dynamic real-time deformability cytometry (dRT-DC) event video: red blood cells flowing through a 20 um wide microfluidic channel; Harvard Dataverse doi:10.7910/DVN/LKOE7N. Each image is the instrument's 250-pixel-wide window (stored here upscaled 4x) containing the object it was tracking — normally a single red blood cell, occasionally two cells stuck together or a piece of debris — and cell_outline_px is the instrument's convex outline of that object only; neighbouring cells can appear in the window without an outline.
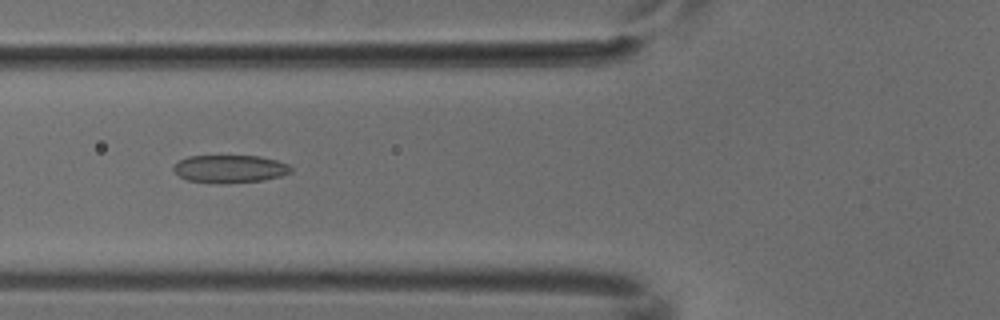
{"species": "common noctule bat (a hibernating species)", "species_latin": "Nyctalus noctula", "temperature_condition": "cold", "stored_images_in_passage": 6, "camera_frame_rate_fps": 3000, "um_per_image_px": 0.085, "animal": {"sex": "male", "body_mass_g": 18.8}, "frame": {"image": 1, "passage_image": 4, "time_ms": 1.0, "image_size_px": [1000, 320], "cell_outline_px": [[292, 172], [280, 176], [260, 180], [188, 180], [180, 176], [172, 168], [180, 160], [188, 156], [260, 156], [276, 160], [288, 164], [292, 168]], "centroid_in_image_um": [19.58, 14.29], "position_along_channel_um": 106.2, "area_um2": 17.8}}
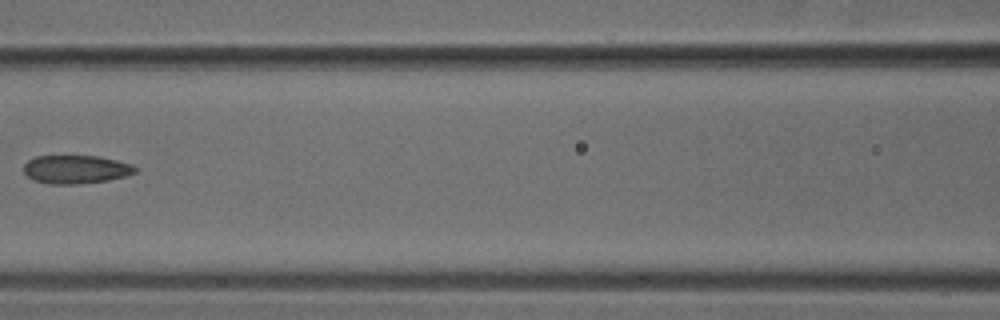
{"frame": {"image": 2, "passage_image": 5, "time_ms": 1.333, "image_size_px": [1000, 320], "cell_outline_px": [[136, 172], [124, 176], [108, 180], [76, 184], [48, 184], [32, 180], [24, 172], [24, 164], [28, 160], [36, 156], [100, 156], [132, 164], [136, 168]], "centroid_in_image_um": [6.42, 14.39], "position_along_channel_um": 160.2, "area_um2": 18.44}}
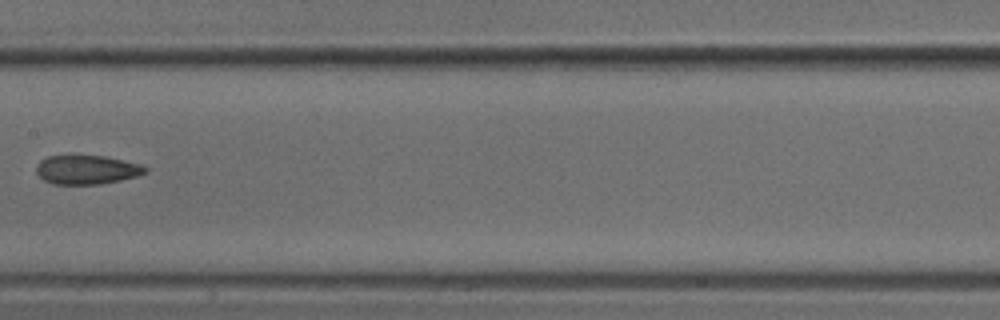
{"frame": {"image": 3, "passage_image": 6, "time_ms": 1.667, "image_size_px": [1000, 320], "cell_outline_px": [[148, 172], [136, 176], [120, 180], [100, 184], [52, 184], [44, 180], [36, 172], [36, 168], [40, 160], [48, 156], [72, 152], [104, 156], [140, 164], [148, 168]], "centroid_in_image_um": [7.33, 14.38], "position_along_channel_um": 200.1, "area_um2": 19.07}}